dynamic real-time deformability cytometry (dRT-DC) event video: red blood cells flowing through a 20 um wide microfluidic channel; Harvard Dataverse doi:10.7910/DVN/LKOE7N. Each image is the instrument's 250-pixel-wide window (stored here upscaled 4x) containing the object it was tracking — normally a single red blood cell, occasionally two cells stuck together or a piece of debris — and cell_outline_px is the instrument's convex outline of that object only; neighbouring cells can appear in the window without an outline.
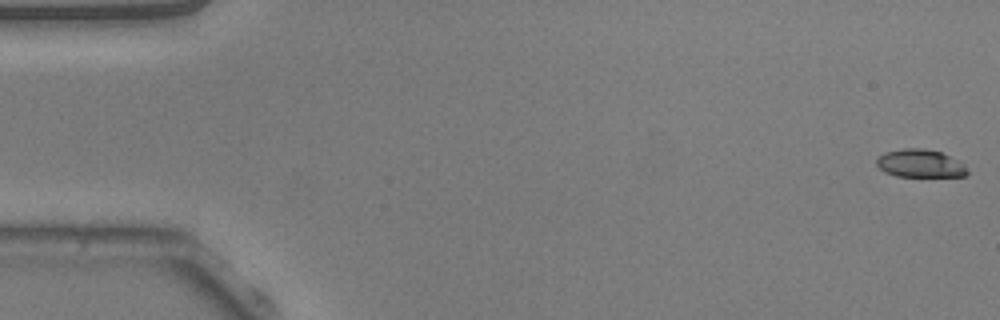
{"species": "common noctule bat (a hibernating species)", "species_latin": "Nyctalus noctula", "temperature_condition": "warm", "stored_images_in_passage": 50, "camera_frame_rate_fps": 3000, "um_per_image_px": 0.085, "animal": {"sex": "male", "body_mass_g": 20.5, "forearm_length_mm": 52.5}, "frame": {"image": 1, "passage_image": 1, "time_ms": 0.0, "image_size_px": [1000, 320], "cell_outline_px": [[968, 172], [964, 176], [896, 176], [884, 172], [876, 164], [876, 160], [884, 152], [904, 148], [924, 148], [940, 152], [956, 160]], "centroid_in_image_um": [78.14, 13.89], "position_along_channel_um": 6.9, "area_um2": 14.45}}
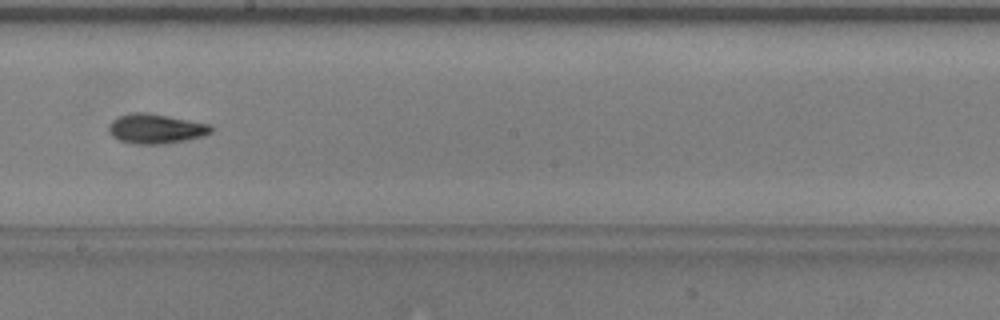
{"frame": {"image": 2, "passage_image": 30, "time_ms": 9.667, "image_size_px": [1000, 320], "cell_outline_px": [[212, 132], [204, 136], [164, 144], [132, 144], [120, 140], [112, 136], [108, 132], [108, 128], [112, 120], [120, 116], [132, 112], [148, 112], [212, 124]], "centroid_in_image_um": [13.25, 10.94], "position_along_channel_um": 234.9, "area_um2": 17.86}}
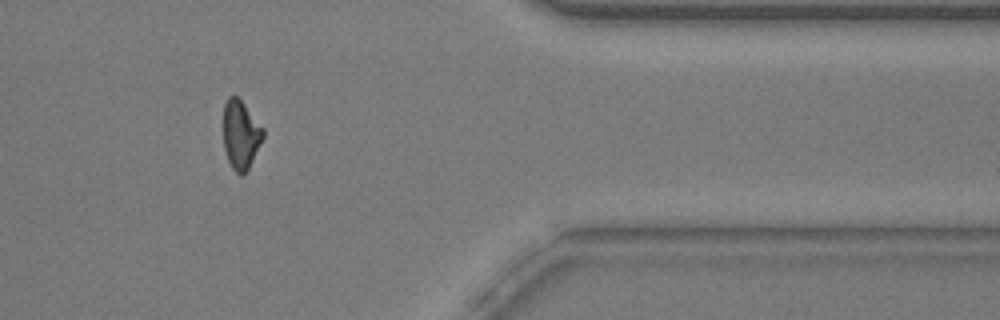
{"frame": {"image": 3, "passage_image": 44, "time_ms": 14.333, "image_size_px": [1000, 320], "cell_outline_px": [[264, 136], [248, 168], [240, 176], [232, 168], [228, 160], [224, 148], [224, 104], [228, 96], [236, 96], [244, 104], [264, 128]], "centroid_in_image_um": [20.46, 11.43], "position_along_channel_um": 390.9, "area_um2": 15.66}}